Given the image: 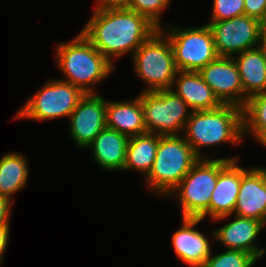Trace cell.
<instances>
[{
  "mask_svg": "<svg viewBox=\"0 0 266 267\" xmlns=\"http://www.w3.org/2000/svg\"><path fill=\"white\" fill-rule=\"evenodd\" d=\"M159 28L146 16L128 8H96L80 31L112 64L114 59L135 52Z\"/></svg>",
  "mask_w": 266,
  "mask_h": 267,
  "instance_id": "1",
  "label": "cell"
},
{
  "mask_svg": "<svg viewBox=\"0 0 266 267\" xmlns=\"http://www.w3.org/2000/svg\"><path fill=\"white\" fill-rule=\"evenodd\" d=\"M187 143L199 158L202 147L220 143L238 145L243 138V110L241 107L222 104L214 110L192 111L183 131Z\"/></svg>",
  "mask_w": 266,
  "mask_h": 267,
  "instance_id": "2",
  "label": "cell"
},
{
  "mask_svg": "<svg viewBox=\"0 0 266 267\" xmlns=\"http://www.w3.org/2000/svg\"><path fill=\"white\" fill-rule=\"evenodd\" d=\"M57 65L66 82L81 88L86 94L96 93L95 84L112 73L109 62L80 32L72 41L56 46Z\"/></svg>",
  "mask_w": 266,
  "mask_h": 267,
  "instance_id": "3",
  "label": "cell"
},
{
  "mask_svg": "<svg viewBox=\"0 0 266 267\" xmlns=\"http://www.w3.org/2000/svg\"><path fill=\"white\" fill-rule=\"evenodd\" d=\"M199 159L183 135L160 136L154 164L145 176L147 188L168 196Z\"/></svg>",
  "mask_w": 266,
  "mask_h": 267,
  "instance_id": "4",
  "label": "cell"
},
{
  "mask_svg": "<svg viewBox=\"0 0 266 267\" xmlns=\"http://www.w3.org/2000/svg\"><path fill=\"white\" fill-rule=\"evenodd\" d=\"M239 157L200 158L167 197L179 199L181 218H200L210 205L219 172Z\"/></svg>",
  "mask_w": 266,
  "mask_h": 267,
  "instance_id": "5",
  "label": "cell"
},
{
  "mask_svg": "<svg viewBox=\"0 0 266 267\" xmlns=\"http://www.w3.org/2000/svg\"><path fill=\"white\" fill-rule=\"evenodd\" d=\"M165 33L160 28L132 53L134 72L146 82L147 88L142 92L172 89L178 70L170 41Z\"/></svg>",
  "mask_w": 266,
  "mask_h": 267,
  "instance_id": "6",
  "label": "cell"
},
{
  "mask_svg": "<svg viewBox=\"0 0 266 267\" xmlns=\"http://www.w3.org/2000/svg\"><path fill=\"white\" fill-rule=\"evenodd\" d=\"M141 105L147 133L160 136L179 135L192 111L172 89L142 92Z\"/></svg>",
  "mask_w": 266,
  "mask_h": 267,
  "instance_id": "7",
  "label": "cell"
},
{
  "mask_svg": "<svg viewBox=\"0 0 266 267\" xmlns=\"http://www.w3.org/2000/svg\"><path fill=\"white\" fill-rule=\"evenodd\" d=\"M85 92L64 81L51 79L16 112L15 119L47 120L70 117Z\"/></svg>",
  "mask_w": 266,
  "mask_h": 267,
  "instance_id": "8",
  "label": "cell"
},
{
  "mask_svg": "<svg viewBox=\"0 0 266 267\" xmlns=\"http://www.w3.org/2000/svg\"><path fill=\"white\" fill-rule=\"evenodd\" d=\"M166 28L178 71L199 72L218 57L207 24L189 28L168 25Z\"/></svg>",
  "mask_w": 266,
  "mask_h": 267,
  "instance_id": "9",
  "label": "cell"
},
{
  "mask_svg": "<svg viewBox=\"0 0 266 267\" xmlns=\"http://www.w3.org/2000/svg\"><path fill=\"white\" fill-rule=\"evenodd\" d=\"M210 28L218 56L233 57L258 47L265 24L247 16L222 21H210Z\"/></svg>",
  "mask_w": 266,
  "mask_h": 267,
  "instance_id": "10",
  "label": "cell"
},
{
  "mask_svg": "<svg viewBox=\"0 0 266 267\" xmlns=\"http://www.w3.org/2000/svg\"><path fill=\"white\" fill-rule=\"evenodd\" d=\"M199 73L222 104L244 107L245 93L233 57L218 56Z\"/></svg>",
  "mask_w": 266,
  "mask_h": 267,
  "instance_id": "11",
  "label": "cell"
},
{
  "mask_svg": "<svg viewBox=\"0 0 266 267\" xmlns=\"http://www.w3.org/2000/svg\"><path fill=\"white\" fill-rule=\"evenodd\" d=\"M106 101L101 95L87 93L70 114V136L77 147L86 148L106 127Z\"/></svg>",
  "mask_w": 266,
  "mask_h": 267,
  "instance_id": "12",
  "label": "cell"
},
{
  "mask_svg": "<svg viewBox=\"0 0 266 267\" xmlns=\"http://www.w3.org/2000/svg\"><path fill=\"white\" fill-rule=\"evenodd\" d=\"M233 215L262 221L266 225V168L241 167V183Z\"/></svg>",
  "mask_w": 266,
  "mask_h": 267,
  "instance_id": "13",
  "label": "cell"
},
{
  "mask_svg": "<svg viewBox=\"0 0 266 267\" xmlns=\"http://www.w3.org/2000/svg\"><path fill=\"white\" fill-rule=\"evenodd\" d=\"M264 227L262 221L235 215L234 220L214 229L212 239L219 241L228 250L243 251L260 259L266 249L258 246L255 239Z\"/></svg>",
  "mask_w": 266,
  "mask_h": 267,
  "instance_id": "14",
  "label": "cell"
},
{
  "mask_svg": "<svg viewBox=\"0 0 266 267\" xmlns=\"http://www.w3.org/2000/svg\"><path fill=\"white\" fill-rule=\"evenodd\" d=\"M238 165V160L230 161L219 172L209 209L200 217L202 220L208 215L217 222L233 214L241 183V166Z\"/></svg>",
  "mask_w": 266,
  "mask_h": 267,
  "instance_id": "15",
  "label": "cell"
},
{
  "mask_svg": "<svg viewBox=\"0 0 266 267\" xmlns=\"http://www.w3.org/2000/svg\"><path fill=\"white\" fill-rule=\"evenodd\" d=\"M201 221V218H182L183 225L171 237L176 257L188 267H203L212 252L208 237L194 228Z\"/></svg>",
  "mask_w": 266,
  "mask_h": 267,
  "instance_id": "16",
  "label": "cell"
},
{
  "mask_svg": "<svg viewBox=\"0 0 266 267\" xmlns=\"http://www.w3.org/2000/svg\"><path fill=\"white\" fill-rule=\"evenodd\" d=\"M173 84L176 86L174 92L190 111L214 110L222 105L199 72L177 71Z\"/></svg>",
  "mask_w": 266,
  "mask_h": 267,
  "instance_id": "17",
  "label": "cell"
},
{
  "mask_svg": "<svg viewBox=\"0 0 266 267\" xmlns=\"http://www.w3.org/2000/svg\"><path fill=\"white\" fill-rule=\"evenodd\" d=\"M106 127L126 136L133 137L147 133L141 95L133 101H106Z\"/></svg>",
  "mask_w": 266,
  "mask_h": 267,
  "instance_id": "18",
  "label": "cell"
},
{
  "mask_svg": "<svg viewBox=\"0 0 266 267\" xmlns=\"http://www.w3.org/2000/svg\"><path fill=\"white\" fill-rule=\"evenodd\" d=\"M128 141L125 134L105 127L88 147L93 151L94 162L103 170L123 171Z\"/></svg>",
  "mask_w": 266,
  "mask_h": 267,
  "instance_id": "19",
  "label": "cell"
},
{
  "mask_svg": "<svg viewBox=\"0 0 266 267\" xmlns=\"http://www.w3.org/2000/svg\"><path fill=\"white\" fill-rule=\"evenodd\" d=\"M236 56L233 59L239 70L246 104L248 98L266 92V60L258 47Z\"/></svg>",
  "mask_w": 266,
  "mask_h": 267,
  "instance_id": "20",
  "label": "cell"
},
{
  "mask_svg": "<svg viewBox=\"0 0 266 267\" xmlns=\"http://www.w3.org/2000/svg\"><path fill=\"white\" fill-rule=\"evenodd\" d=\"M159 137L160 135L155 133L130 137L123 171L136 170L146 176L154 164Z\"/></svg>",
  "mask_w": 266,
  "mask_h": 267,
  "instance_id": "21",
  "label": "cell"
},
{
  "mask_svg": "<svg viewBox=\"0 0 266 267\" xmlns=\"http://www.w3.org/2000/svg\"><path fill=\"white\" fill-rule=\"evenodd\" d=\"M28 161L20 153H6L0 159V196L12 200L14 193L26 186Z\"/></svg>",
  "mask_w": 266,
  "mask_h": 267,
  "instance_id": "22",
  "label": "cell"
},
{
  "mask_svg": "<svg viewBox=\"0 0 266 267\" xmlns=\"http://www.w3.org/2000/svg\"><path fill=\"white\" fill-rule=\"evenodd\" d=\"M243 110V135L253 134L256 137L266 129V92L247 99Z\"/></svg>",
  "mask_w": 266,
  "mask_h": 267,
  "instance_id": "23",
  "label": "cell"
},
{
  "mask_svg": "<svg viewBox=\"0 0 266 267\" xmlns=\"http://www.w3.org/2000/svg\"><path fill=\"white\" fill-rule=\"evenodd\" d=\"M258 259L239 250H226L222 253L211 255L206 259L203 267H252Z\"/></svg>",
  "mask_w": 266,
  "mask_h": 267,
  "instance_id": "24",
  "label": "cell"
},
{
  "mask_svg": "<svg viewBox=\"0 0 266 267\" xmlns=\"http://www.w3.org/2000/svg\"><path fill=\"white\" fill-rule=\"evenodd\" d=\"M170 0H131L128 9L146 16L159 29L163 28L161 14L168 6Z\"/></svg>",
  "mask_w": 266,
  "mask_h": 267,
  "instance_id": "25",
  "label": "cell"
},
{
  "mask_svg": "<svg viewBox=\"0 0 266 267\" xmlns=\"http://www.w3.org/2000/svg\"><path fill=\"white\" fill-rule=\"evenodd\" d=\"M211 21H222L245 15L244 0H213Z\"/></svg>",
  "mask_w": 266,
  "mask_h": 267,
  "instance_id": "26",
  "label": "cell"
},
{
  "mask_svg": "<svg viewBox=\"0 0 266 267\" xmlns=\"http://www.w3.org/2000/svg\"><path fill=\"white\" fill-rule=\"evenodd\" d=\"M244 12L266 25V0H244Z\"/></svg>",
  "mask_w": 266,
  "mask_h": 267,
  "instance_id": "27",
  "label": "cell"
},
{
  "mask_svg": "<svg viewBox=\"0 0 266 267\" xmlns=\"http://www.w3.org/2000/svg\"><path fill=\"white\" fill-rule=\"evenodd\" d=\"M13 200L0 196V226L9 225Z\"/></svg>",
  "mask_w": 266,
  "mask_h": 267,
  "instance_id": "28",
  "label": "cell"
},
{
  "mask_svg": "<svg viewBox=\"0 0 266 267\" xmlns=\"http://www.w3.org/2000/svg\"><path fill=\"white\" fill-rule=\"evenodd\" d=\"M131 0H97L96 8L118 9L128 8Z\"/></svg>",
  "mask_w": 266,
  "mask_h": 267,
  "instance_id": "29",
  "label": "cell"
},
{
  "mask_svg": "<svg viewBox=\"0 0 266 267\" xmlns=\"http://www.w3.org/2000/svg\"><path fill=\"white\" fill-rule=\"evenodd\" d=\"M9 230L10 225L0 226V264L3 263V256L9 242Z\"/></svg>",
  "mask_w": 266,
  "mask_h": 267,
  "instance_id": "30",
  "label": "cell"
},
{
  "mask_svg": "<svg viewBox=\"0 0 266 267\" xmlns=\"http://www.w3.org/2000/svg\"><path fill=\"white\" fill-rule=\"evenodd\" d=\"M258 48L261 51L263 58L266 60V25H264L261 35V40L258 44Z\"/></svg>",
  "mask_w": 266,
  "mask_h": 267,
  "instance_id": "31",
  "label": "cell"
},
{
  "mask_svg": "<svg viewBox=\"0 0 266 267\" xmlns=\"http://www.w3.org/2000/svg\"><path fill=\"white\" fill-rule=\"evenodd\" d=\"M255 138L262 146L266 147V129H263Z\"/></svg>",
  "mask_w": 266,
  "mask_h": 267,
  "instance_id": "32",
  "label": "cell"
}]
</instances>
